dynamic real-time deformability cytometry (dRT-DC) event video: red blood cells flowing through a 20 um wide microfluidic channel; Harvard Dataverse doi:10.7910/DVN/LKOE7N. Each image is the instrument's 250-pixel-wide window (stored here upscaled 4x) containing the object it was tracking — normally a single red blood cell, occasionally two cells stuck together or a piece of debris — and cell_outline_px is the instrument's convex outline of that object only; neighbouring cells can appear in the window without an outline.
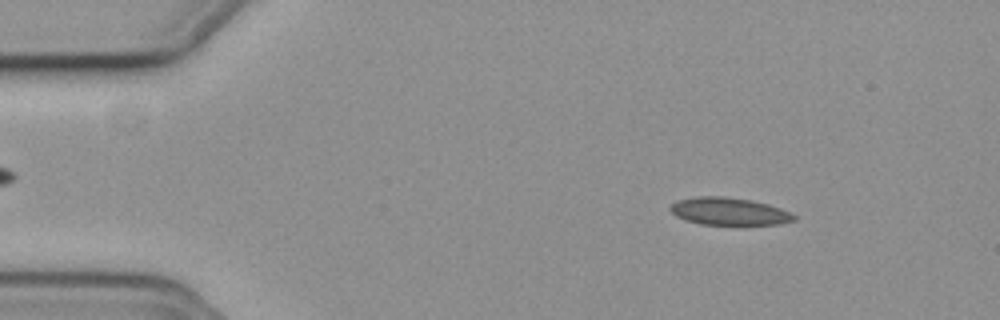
{"species": "common noctule bat (a hibernating species)", "species_latin": "Nyctalus noctula", "temperature_condition": "cold", "stored_images_in_passage": 52, "camera_frame_rate_fps": 3000, "um_per_image_px": 0.085, "animal": {"sex": "female", "body_mass_g": 19.3, "forearm_length_mm": 54.1}, "frame": {"image": 1, "passage_image": 4, "time_ms": 1.0, "image_size_px": [1000, 320], "cell_outline_px": [[796, 220], [780, 224], [700, 224], [684, 220], [676, 216], [668, 208], [676, 200], [700, 196], [724, 196], [752, 200], [768, 204], [780, 208], [796, 216]], "centroid_in_image_um": [61.94, 17.96], "position_along_channel_um": 23.1, "area_um2": 19.77}}
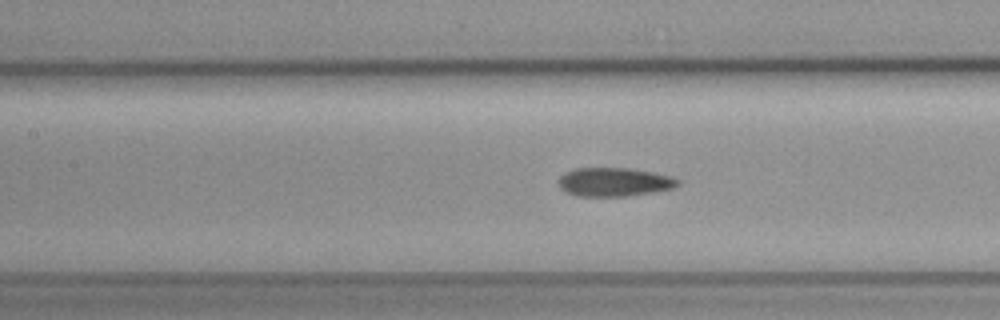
{"frame": {"image": 2, "passage_image": 21, "time_ms": 6.667, "image_size_px": [1000, 320], "cell_outline_px": [[680, 184], [672, 188], [652, 192], [628, 196], [576, 196], [560, 188], [560, 176], [564, 172], [576, 168], [628, 168], [652, 172], [672, 176], [680, 180]], "centroid_in_image_um": [52.22, 15.47], "position_along_channel_um": 155.2, "area_um2": 19.88}}
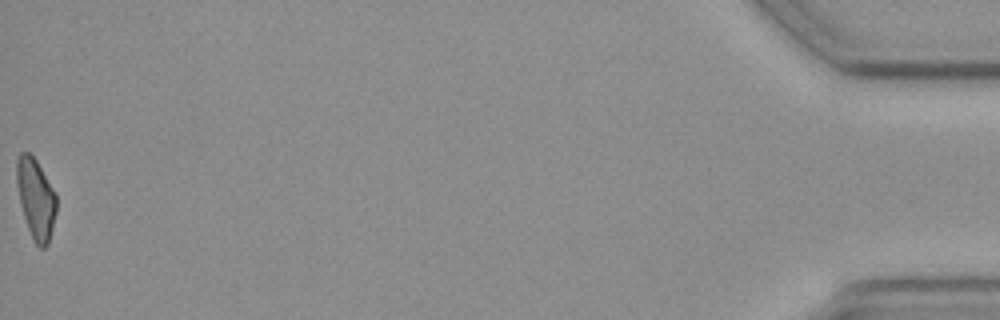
{"frame": {"image": 3, "passage_image": 52, "time_ms": 17.0, "image_size_px": [1000, 320], "cell_outline_px": [[56, 212], [48, 244], [44, 248], [40, 248], [32, 240], [20, 204], [16, 184], [16, 160], [20, 152], [28, 152], [36, 160], [52, 188], [56, 196]], "centroid_in_image_um": [3.02, 16.89], "position_along_channel_um": 432.2, "area_um2": 18.44}, "authors_computed_cell_mechanics": {"area_um2": 19.7676, "velocity_mm_per_s": 3.7425, "shape_relaxation_time_tau1_ms": 7.9515, "shape_relaxation_time_tau2_ms": 4.2484, "deformation_change_tau1": 0.1764, "deformation_change_tau2": 0.133}}